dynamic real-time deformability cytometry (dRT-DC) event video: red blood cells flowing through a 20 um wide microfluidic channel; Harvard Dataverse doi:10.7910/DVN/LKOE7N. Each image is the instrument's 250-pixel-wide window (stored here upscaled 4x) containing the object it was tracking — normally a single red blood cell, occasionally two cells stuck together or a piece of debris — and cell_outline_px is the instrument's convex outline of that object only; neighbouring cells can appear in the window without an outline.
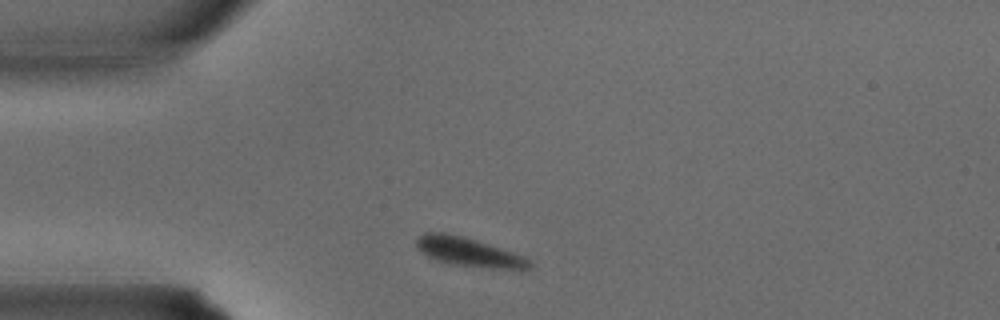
{"species": "common noctule bat (a hibernating species)", "species_latin": "Nyctalus noctula", "temperature_condition": "warm", "stored_images_in_passage": 21, "camera_frame_rate_fps": 3000, "um_per_image_px": 0.085, "animal": {"sex": "male", "body_mass_g": 15.6}, "frame": {"image": 1, "passage_image": 1, "time_ms": 0.0, "image_size_px": [1000, 320], "cell_outline_px": [[536, 264], [532, 268], [520, 272], [448, 264], [432, 260], [420, 252], [416, 248], [416, 236], [424, 232], [444, 232], [476, 240], [524, 256]], "centroid_in_image_um": [39.9, 21.48], "position_along_channel_um": 45.1, "area_um2": 20.06}}
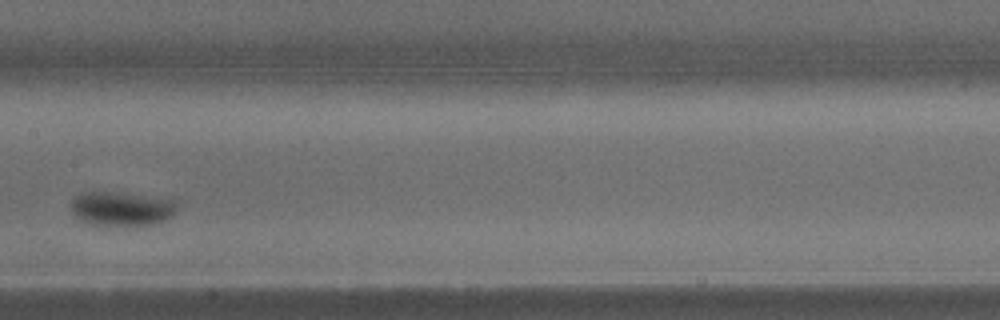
{"frame": {"image": 2, "passage_image": 10, "time_ms": 3.0, "image_size_px": [1000, 320], "cell_outline_px": [[176, 212], [164, 220], [152, 224], [108, 228], [96, 228], [80, 220], [72, 212], [72, 200], [80, 192], [116, 192], [168, 200], [172, 204]], "centroid_in_image_um": [10.18, 17.81], "position_along_channel_um": 197.2, "area_um2": 21.21}}
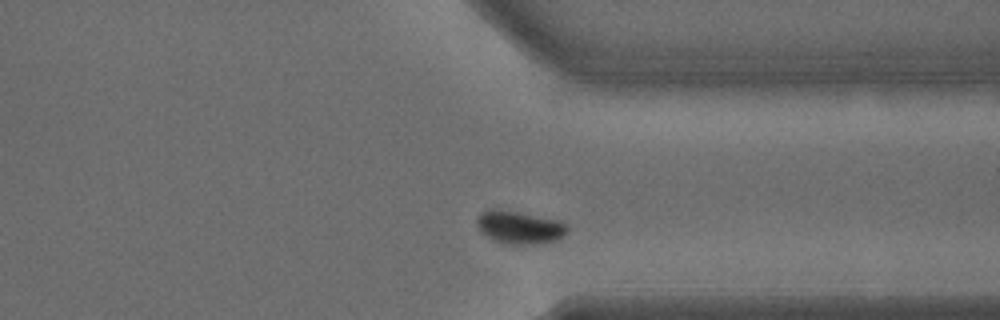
{"frame": {"image": 3, "passage_image": 19, "time_ms": 6.0, "image_size_px": [1000, 320], "cell_outline_px": [[568, 232], [564, 236], [556, 240], [540, 244], [508, 244], [492, 240], [480, 232], [476, 224], [476, 220], [480, 212], [492, 208], [516, 212], [556, 220], [568, 224]], "centroid_in_image_um": [44.13, 19.34], "position_along_channel_um": 367.3, "area_um2": 17.4}}